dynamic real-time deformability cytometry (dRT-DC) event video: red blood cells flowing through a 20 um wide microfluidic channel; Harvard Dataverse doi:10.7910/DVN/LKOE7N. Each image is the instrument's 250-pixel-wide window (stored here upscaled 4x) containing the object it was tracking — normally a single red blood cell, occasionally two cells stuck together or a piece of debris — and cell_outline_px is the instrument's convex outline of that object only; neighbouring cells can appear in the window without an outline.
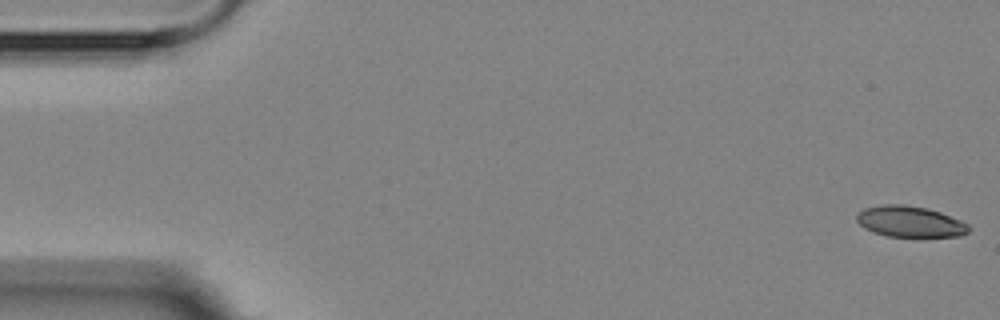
{"species": "Egyptian fruit bat (a non-hibernating species)", "species_latin": "Rousettus aegyptiacus", "temperature_condition": "room temperature", "stored_images_in_passage": 5, "camera_frame_rate_fps": 3000, "um_per_image_px": 0.085, "animal": {"sex": "female"}, "frame": {"image": 1, "passage_image": 1, "time_ms": 0.0, "image_size_px": [1000, 320], "cell_outline_px": [[972, 228], [968, 232], [960, 236], [888, 236], [864, 228], [856, 220], [856, 216], [864, 208], [884, 204], [900, 204], [924, 208], [940, 212], [960, 220], [968, 224]], "centroid_in_image_um": [77.36, 18.83], "position_along_channel_um": 7.6, "area_um2": 19.94}}
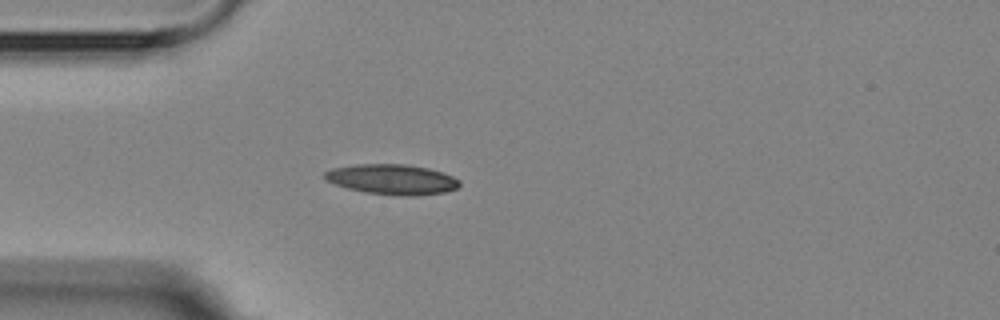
{"frame": {"image": 2, "passage_image": 5, "time_ms": 4.667, "image_size_px": [1000, 320], "cell_outline_px": [[460, 184], [456, 188], [444, 192], [416, 196], [400, 196], [364, 192], [348, 188], [324, 180], [324, 172], [332, 168], [356, 164], [404, 164], [428, 168], [452, 176], [460, 180]], "centroid_in_image_um": [33.3, 15.25], "position_along_channel_um": 51.7, "area_um2": 23.7}}